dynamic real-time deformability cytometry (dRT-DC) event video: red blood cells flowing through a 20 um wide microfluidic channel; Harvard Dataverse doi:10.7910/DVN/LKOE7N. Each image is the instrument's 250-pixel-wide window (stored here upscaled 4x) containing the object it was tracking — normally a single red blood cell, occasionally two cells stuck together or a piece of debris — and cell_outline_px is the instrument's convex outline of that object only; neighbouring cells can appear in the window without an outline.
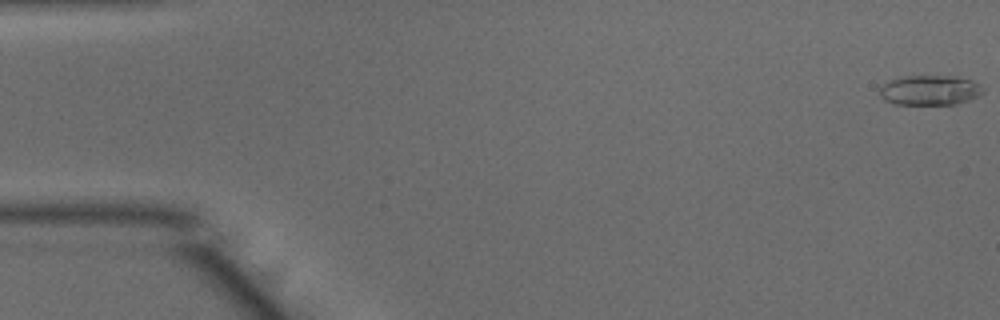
{"species": "common noctule bat (a hibernating species)", "species_latin": "Nyctalus noctula", "temperature_condition": "warm", "stored_images_in_passage": 8, "camera_frame_rate_fps": 3000, "um_per_image_px": 0.085, "animal": {"sex": "male", "body_mass_g": 15.6}, "frame": {"image": 1, "passage_image": 1, "time_ms": 0.0, "image_size_px": [1000, 320], "cell_outline_px": [[984, 92], [980, 96], [956, 104], [896, 104], [884, 100], [880, 96], [880, 88], [884, 84], [892, 80], [904, 76], [956, 76], [972, 80], [980, 84], [984, 88]], "centroid_in_image_um": [79.09, 7.67], "position_along_channel_um": 5.9, "area_um2": 18.03}}